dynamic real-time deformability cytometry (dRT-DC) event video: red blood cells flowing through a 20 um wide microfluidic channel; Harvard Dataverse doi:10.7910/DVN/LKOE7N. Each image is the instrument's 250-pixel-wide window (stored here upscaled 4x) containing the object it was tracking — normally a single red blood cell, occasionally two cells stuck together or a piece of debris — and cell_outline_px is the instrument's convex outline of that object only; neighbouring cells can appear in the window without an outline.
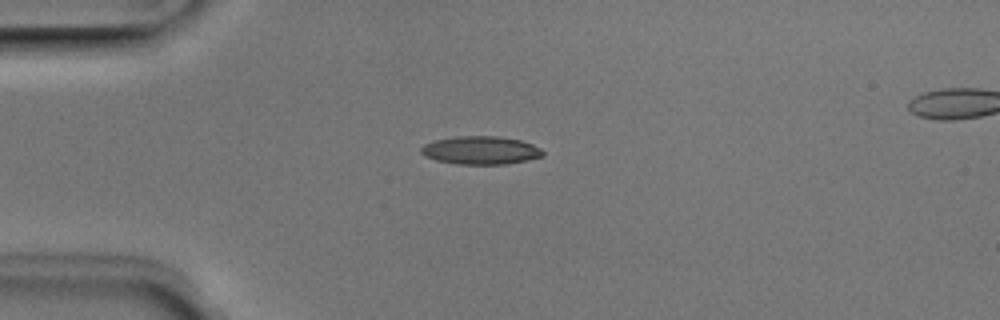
{"species": "Egyptian fruit bat (a non-hibernating species)", "species_latin": "Rousettus aegyptiacus", "temperature_condition": "room temperature", "stored_images_in_passage": 6, "camera_frame_rate_fps": 3000, "um_per_image_px": 0.085, "animal": {"sex": "male"}, "frame": {"image": 1, "passage_image": 3, "time_ms": 0.667, "image_size_px": [1000, 320], "cell_outline_px": [[544, 156], [528, 160], [504, 164], [456, 164], [436, 160], [424, 156], [420, 152], [420, 148], [424, 144], [436, 140], [456, 136], [496, 136], [520, 140], [532, 144], [540, 148], [544, 152]], "centroid_in_image_um": [40.85, 12.78], "position_along_channel_um": 44.2, "area_um2": 20.0}}
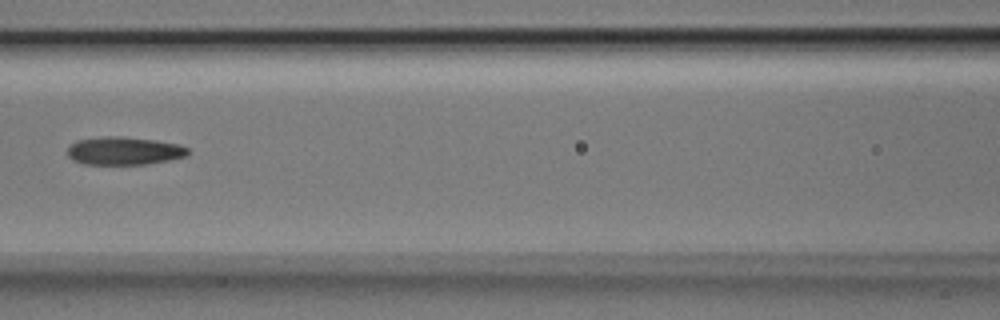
{"frame": {"image": 2, "passage_image": 6, "time_ms": 1.667, "image_size_px": [1000, 320], "cell_outline_px": [[188, 156], [148, 164], [84, 164], [72, 160], [68, 156], [68, 148], [76, 140], [104, 136], [120, 136], [152, 140], [180, 144], [188, 148]], "centroid_in_image_um": [10.54, 12.82], "position_along_channel_um": 156.1, "area_um2": 19.65}}